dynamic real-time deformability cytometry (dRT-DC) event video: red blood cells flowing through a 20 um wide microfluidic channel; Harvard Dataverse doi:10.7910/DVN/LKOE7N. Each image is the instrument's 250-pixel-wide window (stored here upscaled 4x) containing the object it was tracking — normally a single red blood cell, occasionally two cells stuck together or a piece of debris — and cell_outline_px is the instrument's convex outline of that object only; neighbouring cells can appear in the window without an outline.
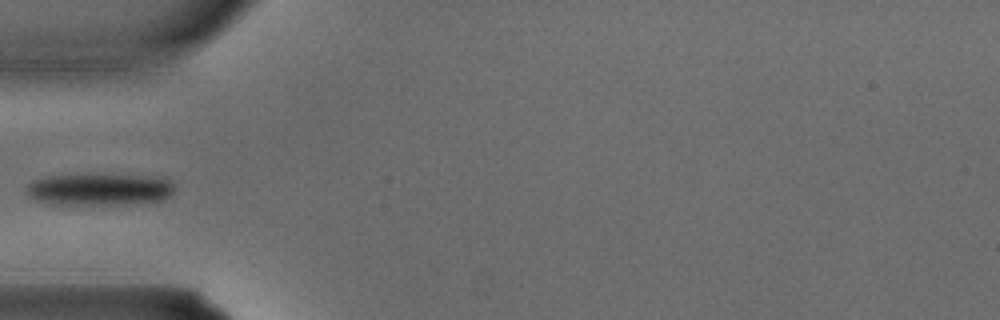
{"species": "common noctule bat (a hibernating species)", "species_latin": "Nyctalus noctula", "temperature_condition": "warm", "stored_images_in_passage": 1, "camera_frame_rate_fps": 3000, "um_per_image_px": 0.085, "animal": {"sex": "male", "body_mass_g": 15.6}, "frame": {"image": 1, "passage_image": 1, "time_ms": 0.0, "image_size_px": [1000, 320], "cell_outline_px": [[172, 192], [168, 196], [160, 200], [136, 204], [72, 208], [52, 204], [36, 200], [28, 196], [28, 184], [36, 180], [48, 176], [88, 172], [164, 176], [172, 180]], "centroid_in_image_um": [8.46, 16.1], "position_along_channel_um": 76.5, "area_um2": 29.82}}